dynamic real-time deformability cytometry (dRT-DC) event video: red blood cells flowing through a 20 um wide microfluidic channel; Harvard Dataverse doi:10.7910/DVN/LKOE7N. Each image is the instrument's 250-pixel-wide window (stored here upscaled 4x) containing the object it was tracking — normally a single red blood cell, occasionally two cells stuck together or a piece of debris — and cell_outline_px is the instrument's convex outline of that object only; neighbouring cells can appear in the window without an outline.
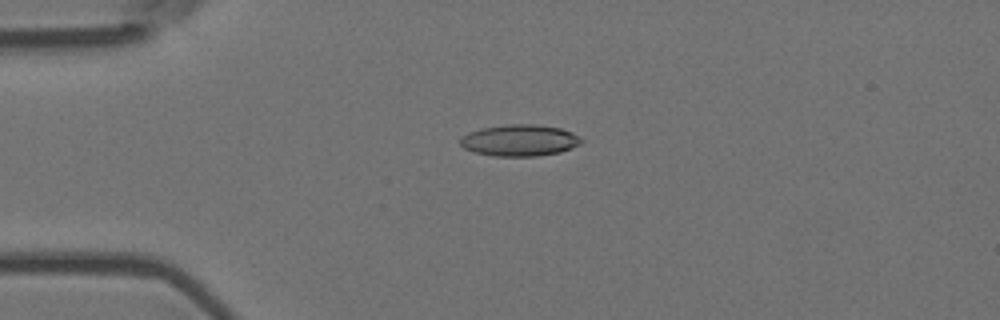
{"species": "Egyptian fruit bat (a non-hibernating species)", "species_latin": "Rousettus aegyptiacus", "temperature_condition": "room temperature", "stored_images_in_passage": 4, "camera_frame_rate_fps": 3000, "um_per_image_px": 0.085, "animal": {"sex": "female"}, "frame": {"image": 1, "passage_image": 3, "time_ms": 0.667, "image_size_px": [1000, 320], "cell_outline_px": [[584, 140], [580, 144], [572, 148], [560, 152], [536, 156], [492, 156], [472, 152], [464, 148], [460, 144], [460, 136], [468, 132], [480, 128], [512, 124], [536, 124], [560, 128], [572, 132]], "centroid_in_image_um": [44.14, 11.93], "position_along_channel_um": 40.9, "area_um2": 22.43}}